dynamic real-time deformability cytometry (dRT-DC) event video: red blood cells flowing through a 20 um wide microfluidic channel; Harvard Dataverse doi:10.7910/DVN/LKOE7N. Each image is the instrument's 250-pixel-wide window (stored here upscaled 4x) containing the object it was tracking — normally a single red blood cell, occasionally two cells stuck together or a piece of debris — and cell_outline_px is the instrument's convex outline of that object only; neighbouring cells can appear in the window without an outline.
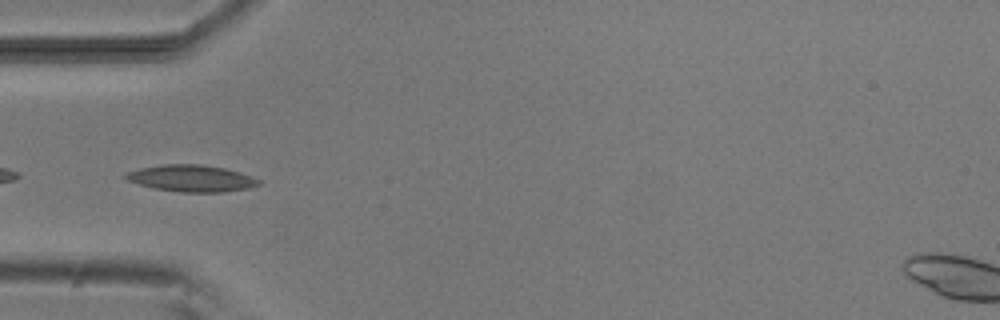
{"species": "common noctule bat (a hibernating species)", "species_latin": "Nyctalus noctula", "temperature_condition": "room temperature", "stored_images_in_passage": 6, "camera_frame_rate_fps": 3000, "um_per_image_px": 0.085, "animal": {"sex": "male", "body_mass_g": 20.5, "forearm_length_mm": 52.5}, "frame": {"image": 1, "passage_image": 3, "time_ms": 3.0, "image_size_px": [1000, 320], "cell_outline_px": [[260, 184], [248, 188], [224, 192], [180, 192], [152, 188], [128, 180], [120, 176], [128, 172], [140, 168], [160, 164], [200, 164], [224, 168], [240, 172], [252, 176], [260, 180]], "centroid_in_image_um": [16.25, 15.15], "position_along_channel_um": 68.7, "area_um2": 20.75}}
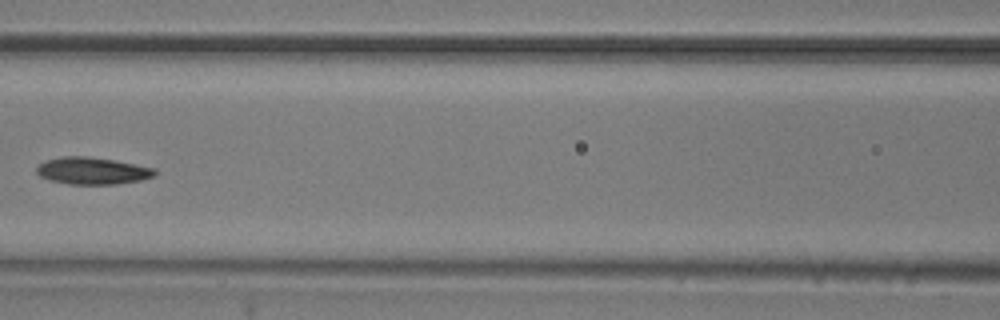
{"frame": {"image": 2, "passage_image": 5, "time_ms": 5.333, "image_size_px": [1000, 320], "cell_outline_px": [[156, 172], [152, 176], [140, 180], [116, 184], [68, 184], [52, 180], [40, 176], [36, 172], [36, 168], [44, 160], [64, 156], [84, 156], [112, 160], [156, 168]], "centroid_in_image_um": [7.82, 14.51], "position_along_channel_um": 158.8, "area_um2": 18.38}}
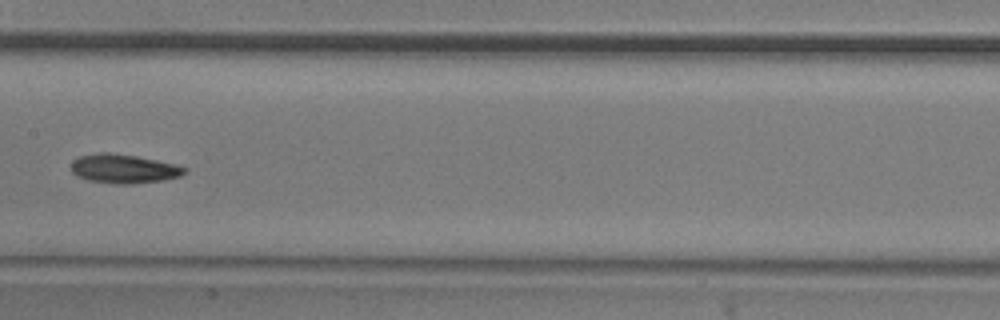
{"frame": {"image": 3, "passage_image": 6, "time_ms": 6.333, "image_size_px": [1000, 320], "cell_outline_px": [[188, 172], [180, 176], [164, 180], [132, 184], [120, 184], [88, 180], [76, 176], [72, 172], [72, 160], [80, 156], [100, 152], [108, 152], [136, 156], [156, 160], [188, 168]], "centroid_in_image_um": [10.52, 14.34], "position_along_channel_um": 196.9, "area_um2": 19.13}}